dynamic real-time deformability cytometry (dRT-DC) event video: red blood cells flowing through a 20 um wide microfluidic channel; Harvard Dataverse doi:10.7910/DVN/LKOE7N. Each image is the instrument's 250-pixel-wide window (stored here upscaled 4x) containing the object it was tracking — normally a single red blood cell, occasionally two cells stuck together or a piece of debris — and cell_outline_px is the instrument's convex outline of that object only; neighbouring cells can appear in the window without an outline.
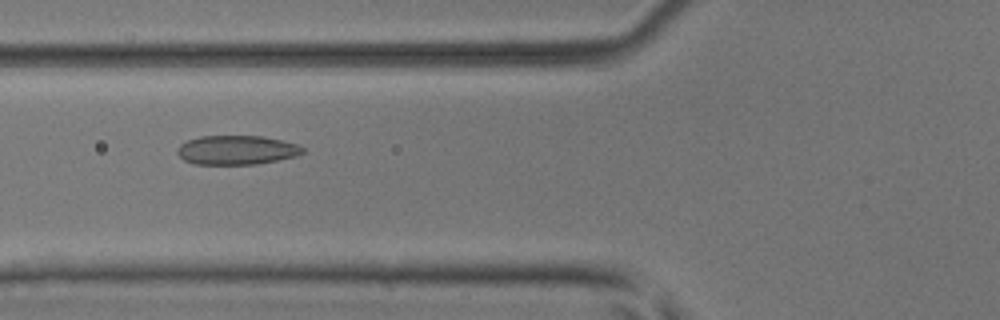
{"species": "common noctule bat (a hibernating species)", "species_latin": "Nyctalus noctula", "temperature_condition": "room temperature", "stored_images_in_passage": 51, "camera_frame_rate_fps": 3000, "um_per_image_px": 0.085, "animal": {"sex": "male", "body_mass_g": 17.9, "forearm_length_mm": 54.2}, "frame": {"image": 1, "passage_image": 20, "time_ms": 6.333, "image_size_px": [1000, 320], "cell_outline_px": [[304, 152], [296, 156], [256, 164], [192, 164], [184, 160], [176, 152], [176, 148], [180, 144], [188, 140], [200, 136], [260, 136], [300, 144], [304, 148]], "centroid_in_image_um": [20.1, 12.75], "position_along_channel_um": 105.7, "area_um2": 21.33}}
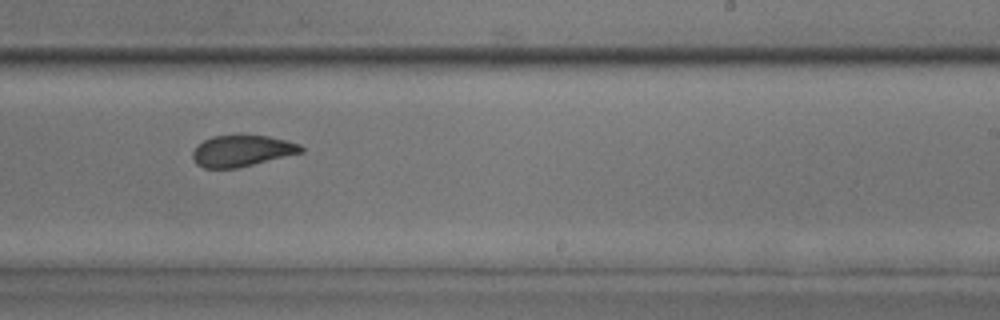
{"frame": {"image": 2, "passage_image": 32, "time_ms": 10.333, "image_size_px": [1000, 320], "cell_outline_px": [[304, 152], [236, 168], [204, 168], [196, 164], [192, 160], [192, 152], [196, 144], [212, 136], [268, 136], [300, 144], [304, 148]], "centroid_in_image_um": [20.52, 12.83], "position_along_channel_um": 268.5, "area_um2": 19.65}}
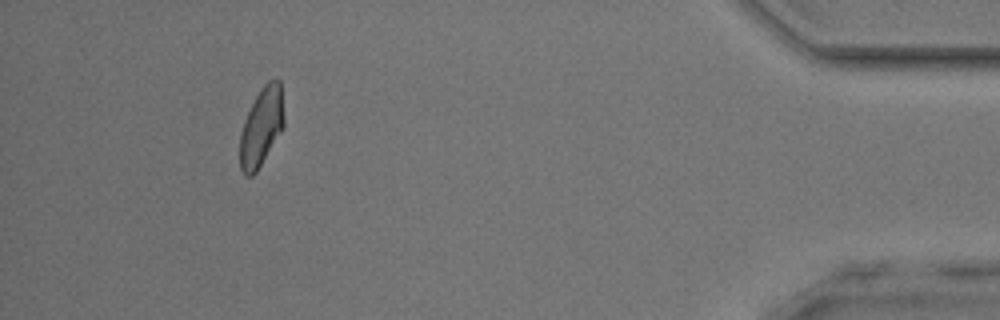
{"frame": {"image": 3, "passage_image": 47, "time_ms": 15.333, "image_size_px": [1000, 320], "cell_outline_px": [[284, 128], [256, 172], [252, 176], [244, 176], [240, 168], [240, 132], [244, 120], [256, 96], [264, 84], [268, 80], [280, 80], [284, 116]], "centroid_in_image_um": [22.22, 10.81], "position_along_channel_um": 413.0, "area_um2": 20.17}, "authors_computed_cell_mechanics": {"area_um2": 20.6924, "velocity_mm_per_s": 4.0814, "shape_relaxation_time_tau1_ms": 6.4504, "shape_relaxation_time_tau2_ms": 1.2444, "deformation_change_tau1": 0.1427, "deformation_change_tau2": 0.0499}}